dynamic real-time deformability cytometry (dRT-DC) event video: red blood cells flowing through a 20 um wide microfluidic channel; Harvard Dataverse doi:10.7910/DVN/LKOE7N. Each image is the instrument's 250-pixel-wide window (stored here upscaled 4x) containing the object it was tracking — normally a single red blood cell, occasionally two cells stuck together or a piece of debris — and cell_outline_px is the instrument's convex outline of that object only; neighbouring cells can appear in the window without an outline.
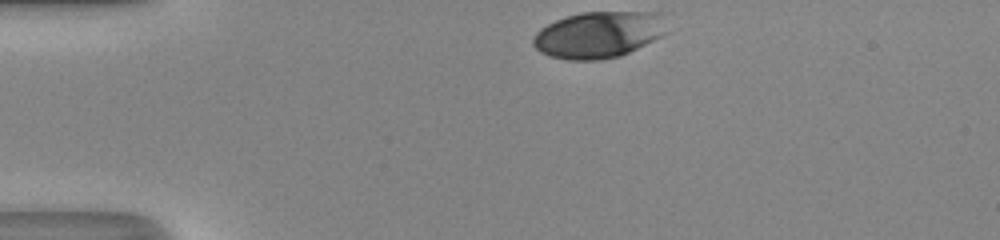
{"species": "human", "species_latin": "Homo sapiens", "temperature_condition": "room temperature", "stored_images_in_passage": 31, "camera_frame_rate_fps": 3000, "um_per_image_px": 0.085, "donor": {"sex": "male"}, "frame": {"image": 1, "passage_image": 1, "time_ms": 0.0, "image_size_px": [1000, 240], "cell_outline_px": [[672, 32], [664, 36], [620, 56], [600, 60], [568, 60], [548, 56], [540, 52], [532, 44], [532, 40], [536, 32], [540, 28], [556, 20], [580, 12], [664, 12]], "centroid_in_image_um": [50.99, 2.94], "position_along_channel_um": 34.0, "area_um2": 37.11}}
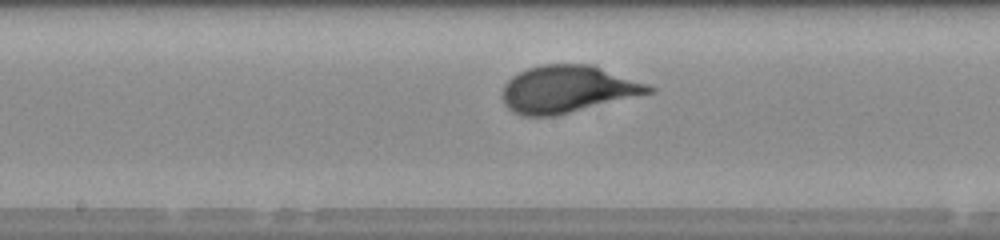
{"frame": {"image": 2, "passage_image": 17, "time_ms": 5.333, "image_size_px": [1000, 240], "cell_outline_px": [[656, 92], [552, 116], [524, 116], [512, 112], [504, 104], [500, 96], [504, 84], [512, 76], [528, 68], [540, 64], [592, 64], [648, 84], [656, 88]], "centroid_in_image_um": [48.23, 7.57], "position_along_channel_um": 200.0, "area_um2": 40.4}}
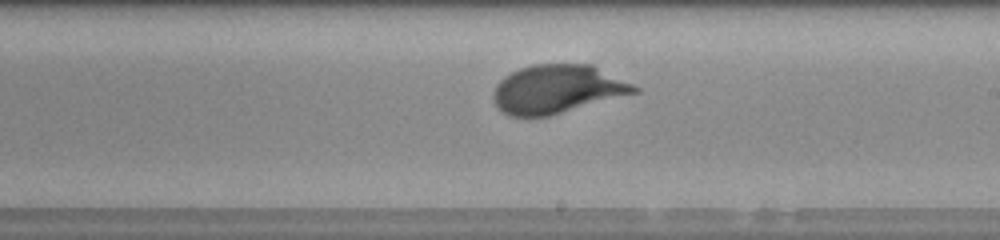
{"frame": {"image": 3, "passage_image": 20, "time_ms": 6.333, "image_size_px": [1000, 240], "cell_outline_px": [[640, 92], [548, 116], [512, 116], [504, 112], [496, 104], [496, 84], [504, 76], [520, 68], [532, 64], [592, 64], [640, 88]], "centroid_in_image_um": [47.42, 7.56], "position_along_channel_um": 241.6, "area_um2": 39.36}, "authors_computed_cell_mechanics": {"area_um2": 39.3618, "velocity_mm_per_s": 4.1736, "shape_relaxation_time_tau1_ms": 2.3463, "shape_relaxation_time_tau2_ms": null, "deformation_change_tau1": 0.171, "deformation_change_tau2": null}}